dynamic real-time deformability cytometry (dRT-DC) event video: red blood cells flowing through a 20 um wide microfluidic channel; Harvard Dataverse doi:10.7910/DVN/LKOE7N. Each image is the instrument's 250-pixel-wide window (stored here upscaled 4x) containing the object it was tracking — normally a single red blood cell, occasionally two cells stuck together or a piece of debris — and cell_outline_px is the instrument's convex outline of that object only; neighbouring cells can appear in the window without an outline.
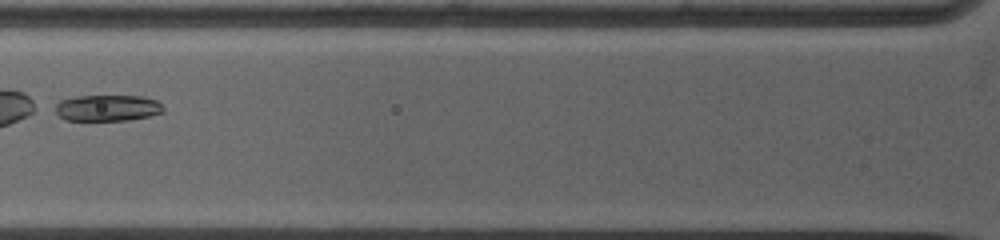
{"species": "common noctule bat (a hibernating species)", "species_latin": "Nyctalus noctula", "temperature_condition": "warm", "stored_images_in_passage": 4, "camera_frame_rate_fps": 5000, "um_per_image_px": 0.085, "animal": {"sex": "female", "body_mass_g": 19.0, "forearm_length_mm": 53.3}, "frame": {"image": 1, "passage_image": 3, "time_ms": 1.0, "image_size_px": [1000, 240], "cell_outline_px": [[164, 112], [148, 116], [128, 120], [68, 120], [60, 116], [56, 112], [56, 104], [60, 100], [80, 96], [144, 96], [156, 100], [164, 108]], "centroid_in_image_um": [9.16, 9.17], "position_along_channel_um": 116.6, "area_um2": 16.36}}